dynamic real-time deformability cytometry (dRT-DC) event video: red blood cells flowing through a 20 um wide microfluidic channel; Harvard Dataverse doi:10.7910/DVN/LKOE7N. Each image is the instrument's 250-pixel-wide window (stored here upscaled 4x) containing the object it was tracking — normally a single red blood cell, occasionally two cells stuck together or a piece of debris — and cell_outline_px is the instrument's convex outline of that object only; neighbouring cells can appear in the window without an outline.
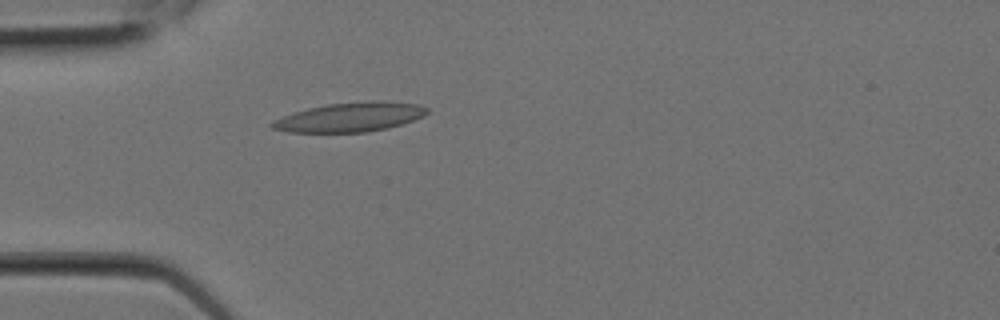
{"species": "Egyptian fruit bat (a non-hibernating species)", "species_latin": "Rousettus aegyptiacus", "temperature_condition": "room temperature", "stored_images_in_passage": 6, "camera_frame_rate_fps": 3000, "um_per_image_px": 0.085, "animal": {"sex": "female"}, "frame": {"image": 1, "passage_image": 6, "time_ms": 1.667, "image_size_px": [1000, 320], "cell_outline_px": [[428, 112], [424, 116], [388, 128], [364, 132], [288, 132], [272, 128], [268, 124], [272, 120], [292, 112], [308, 108], [328, 104], [380, 100], [384, 100], [420, 104], [428, 108]], "centroid_in_image_um": [29.74, 9.95], "position_along_channel_um": 55.3, "area_um2": 26.53}}